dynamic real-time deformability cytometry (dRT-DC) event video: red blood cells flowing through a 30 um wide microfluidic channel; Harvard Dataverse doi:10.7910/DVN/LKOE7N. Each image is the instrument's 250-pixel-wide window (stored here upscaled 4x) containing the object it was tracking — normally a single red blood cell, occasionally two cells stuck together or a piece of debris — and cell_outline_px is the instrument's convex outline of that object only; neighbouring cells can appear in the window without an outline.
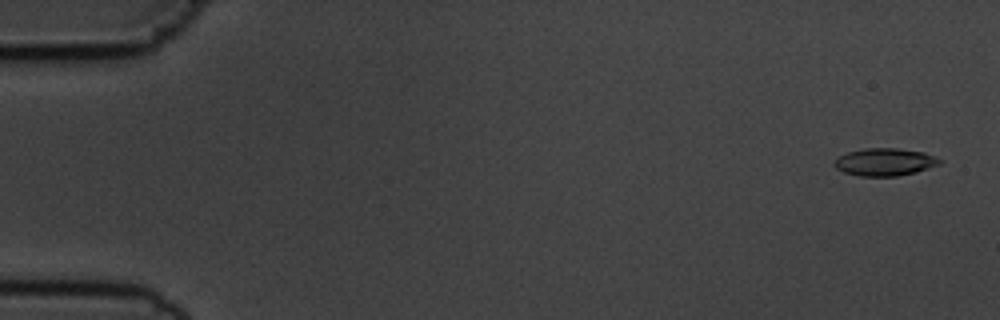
{"species": "common noctule bat (a hibernating species)", "species_latin": "Nyctalus noctula", "temperature_condition": "cold", "stored_images_in_passage": 55, "camera_frame_rate_fps": 3000, "um_per_image_px": 0.085, "animal": {"sex": "male", "body_mass_g": 19.5, "forearm_length_mm": 54.6}, "frame": {"image": 1, "passage_image": 2, "time_ms": 0.333, "image_size_px": [1000, 320], "cell_outline_px": [[940, 164], [916, 172], [896, 176], [860, 176], [844, 172], [836, 168], [832, 164], [840, 156], [848, 152], [864, 148], [896, 148], [924, 152], [940, 160]], "centroid_in_image_um": [75.18, 13.77], "position_along_channel_um": 9.8, "area_um2": 16.7}}
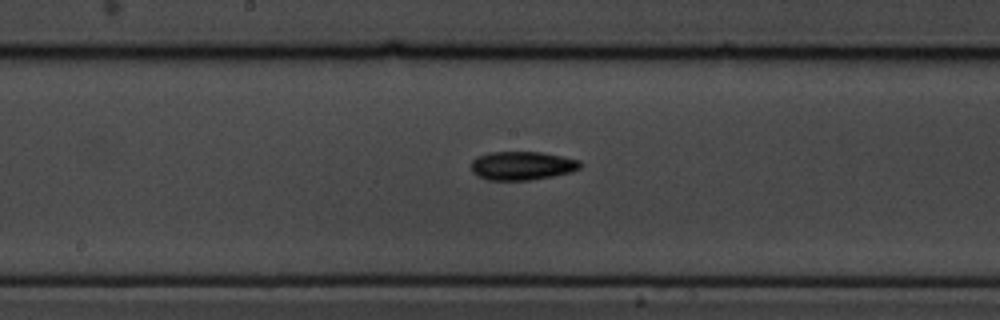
{"frame": {"image": 2, "passage_image": 29, "time_ms": 9.333, "image_size_px": [1000, 320], "cell_outline_px": [[584, 164], [580, 168], [572, 172], [552, 176], [528, 180], [488, 180], [476, 176], [472, 172], [472, 160], [476, 156], [488, 152], [540, 152], [580, 160]], "centroid_in_image_um": [44.37, 14.08], "position_along_channel_um": 203.8, "area_um2": 18.32}}
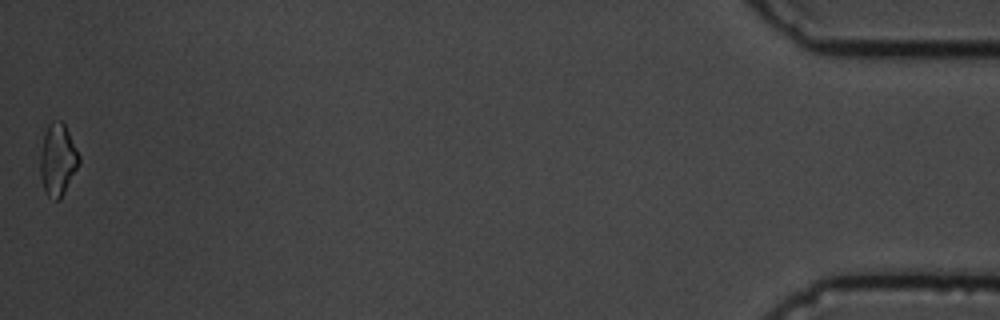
{"frame": {"image": 3, "passage_image": 55, "time_ms": 18.0, "image_size_px": [1000, 320], "cell_outline_px": [[80, 164], [60, 200], [56, 200], [48, 196], [44, 192], [40, 176], [40, 152], [44, 132], [48, 124], [52, 120], [60, 120], [64, 124], [80, 156]], "centroid_in_image_um": [4.89, 13.58], "position_along_channel_um": 430.3, "area_um2": 16.47}, "authors_computed_cell_mechanics": {"area_um2": 17.051, "velocity_mm_per_s": 3.6697, "shape_relaxation_time_tau1_ms": 4.7247, "shape_relaxation_time_tau2_ms": 6.4253, "deformation_change_tau1": 0.1267, "deformation_change_tau2": 0.1372}}